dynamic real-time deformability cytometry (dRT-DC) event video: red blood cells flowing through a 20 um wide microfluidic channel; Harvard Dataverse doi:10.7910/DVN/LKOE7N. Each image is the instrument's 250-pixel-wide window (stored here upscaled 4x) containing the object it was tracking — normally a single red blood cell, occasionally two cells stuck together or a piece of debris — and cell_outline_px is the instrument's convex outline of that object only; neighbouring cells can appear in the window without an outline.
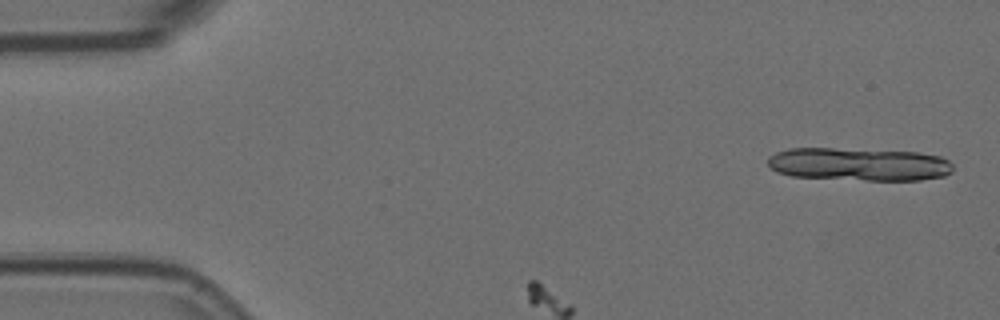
{"species": "Egyptian fruit bat (a non-hibernating species)", "species_latin": "Rousettus aegyptiacus", "temperature_condition": "room temperature", "stored_images_in_passage": 10, "segment_of_instrument_passage": [1, 2], "camera_frame_rate_fps": 3000, "um_per_image_px": 0.085, "animal": {"sex": "female"}, "frame": {"image": 1, "passage_image": 1, "time_ms": 0.0, "image_size_px": [1000, 320], "cell_outline_px": [[952, 172], [944, 176], [920, 180], [868, 180], [792, 176], [776, 172], [768, 168], [768, 156], [776, 152], [788, 148], [832, 148], [920, 152], [940, 156], [948, 160], [952, 164]], "centroid_in_image_um": [72.99, 13.95], "position_along_channel_um": 12.0, "area_um2": 35.84}}